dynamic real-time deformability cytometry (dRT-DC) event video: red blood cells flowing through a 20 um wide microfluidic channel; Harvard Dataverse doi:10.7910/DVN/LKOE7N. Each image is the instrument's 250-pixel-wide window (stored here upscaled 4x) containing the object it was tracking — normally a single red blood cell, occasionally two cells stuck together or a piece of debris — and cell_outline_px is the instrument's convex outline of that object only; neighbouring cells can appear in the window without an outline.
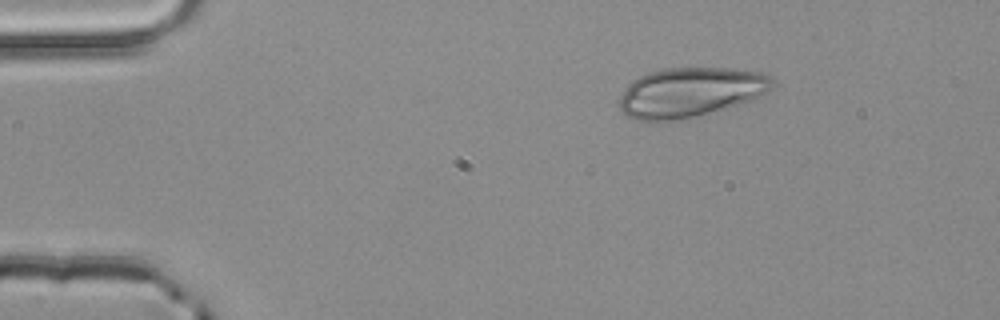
{"species": "common noctule bat (a hibernating species)", "species_latin": "Nyctalus noctula", "temperature_condition": "room temperature", "stored_images_in_passage": 2, "camera_frame_rate_fps": 3000, "um_per_image_px": 0.085, "animal": {"sex": "male", "body_mass_g": 20.4}, "frame": {"image": 1, "passage_image": 1, "time_ms": 0.0, "image_size_px": [1000, 320], "cell_outline_px": [[776, 80], [764, 92], [748, 100], [728, 108], [692, 116], [672, 120], [644, 124], [628, 116], [620, 108], [620, 96], [624, 88], [632, 80], [648, 72], [664, 68], [728, 68], [760, 72], [772, 76]], "centroid_in_image_um": [58.6, 7.84], "position_along_channel_um": 26.4, "area_um2": 44.1}}